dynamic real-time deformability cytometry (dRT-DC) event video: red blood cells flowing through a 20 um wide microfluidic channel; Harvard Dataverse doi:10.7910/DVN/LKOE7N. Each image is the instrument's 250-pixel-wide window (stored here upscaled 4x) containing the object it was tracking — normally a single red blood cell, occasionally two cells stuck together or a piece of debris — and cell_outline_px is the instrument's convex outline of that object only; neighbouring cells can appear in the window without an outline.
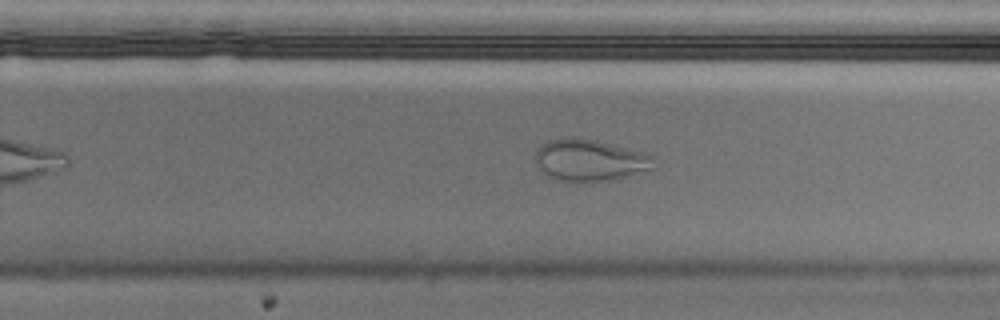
{"species": "Egyptian fruit bat (a non-hibernating species)", "species_latin": "Rousettus aegyptiacus", "temperature_condition": "cold", "stored_images_in_passage": 47, "camera_frame_rate_fps": 3000, "um_per_image_px": 0.085, "animal": {"sex": "male"}, "frame": {"image": 1, "passage_image": 27, "time_ms": 8.667, "image_size_px": [1000, 320], "cell_outline_px": [[656, 168], [608, 180], [560, 180], [544, 172], [540, 168], [536, 160], [536, 148], [540, 144], [548, 140], [560, 136], [576, 136], [596, 140], [644, 152], [656, 156]], "centroid_in_image_um": [50.16, 13.55], "position_along_channel_um": 279.6, "area_um2": 28.73}}